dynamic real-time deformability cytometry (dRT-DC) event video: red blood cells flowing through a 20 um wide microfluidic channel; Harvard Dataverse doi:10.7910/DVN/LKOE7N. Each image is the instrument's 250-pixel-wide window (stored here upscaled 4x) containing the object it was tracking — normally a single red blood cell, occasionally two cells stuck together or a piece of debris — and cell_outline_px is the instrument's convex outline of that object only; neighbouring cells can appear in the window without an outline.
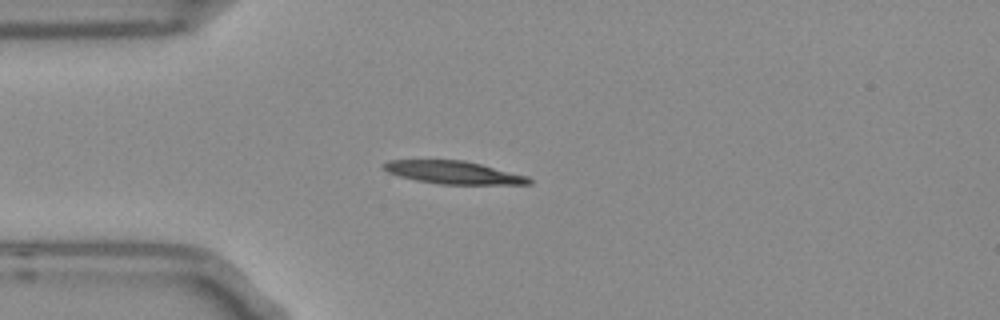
{"species": "Egyptian fruit bat (a non-hibernating species)", "species_latin": "Rousettus aegyptiacus", "temperature_condition": "room temperature", "stored_images_in_passage": 41, "camera_frame_rate_fps": 3000, "um_per_image_px": 0.085, "frame": {"image": 1, "passage_image": 1, "time_ms": 0.0, "image_size_px": [1000, 320], "cell_outline_px": [[532, 184], [440, 184], [416, 180], [400, 176], [388, 172], [380, 168], [380, 164], [388, 160], [464, 160], [528, 176], [532, 180]], "centroid_in_image_um": [38.5, 14.65], "position_along_channel_um": 46.5, "area_um2": 19.31}}
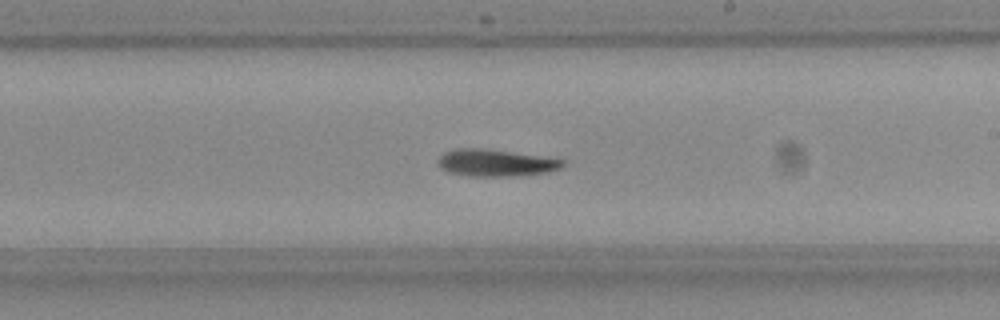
{"frame": {"image": 2, "passage_image": 18, "time_ms": 5.667, "image_size_px": [1000, 320], "cell_outline_px": [[564, 164], [560, 168], [548, 172], [520, 176], [468, 176], [448, 172], [440, 168], [436, 160], [444, 152], [456, 148], [484, 148], [540, 156], [564, 160]], "centroid_in_image_um": [42.08, 13.84], "position_along_channel_um": 246.9, "area_um2": 19.71}}
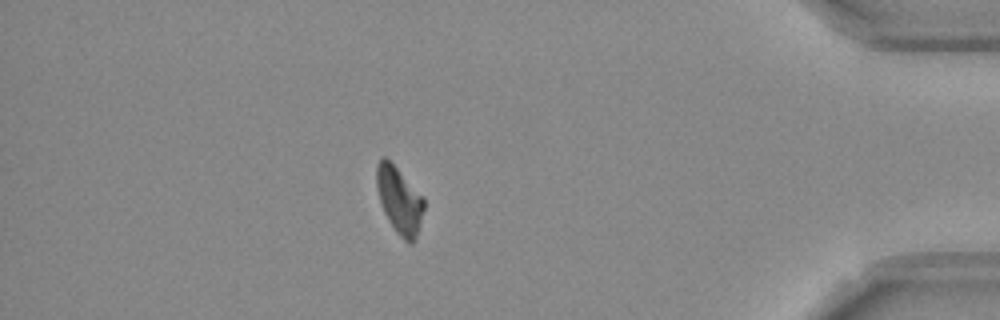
{"frame": {"image": 3, "passage_image": 34, "time_ms": 11.0, "image_size_px": [1000, 320], "cell_outline_px": [[424, 208], [416, 240], [412, 244], [408, 244], [396, 232], [388, 220], [380, 204], [376, 188], [376, 164], [380, 156], [384, 156], [424, 196]], "centroid_in_image_um": [33.93, 17.03], "position_along_channel_um": 401.3, "area_um2": 18.61}, "authors_computed_cell_mechanics": {"area_um2": 19.074, "velocity_mm_per_s": 3.7585, "shape_relaxation_time_tau1_ms": 6.2008, "shape_relaxation_time_tau2_ms": null, "deformation_change_tau1": 0.1991, "deformation_change_tau2": null}}